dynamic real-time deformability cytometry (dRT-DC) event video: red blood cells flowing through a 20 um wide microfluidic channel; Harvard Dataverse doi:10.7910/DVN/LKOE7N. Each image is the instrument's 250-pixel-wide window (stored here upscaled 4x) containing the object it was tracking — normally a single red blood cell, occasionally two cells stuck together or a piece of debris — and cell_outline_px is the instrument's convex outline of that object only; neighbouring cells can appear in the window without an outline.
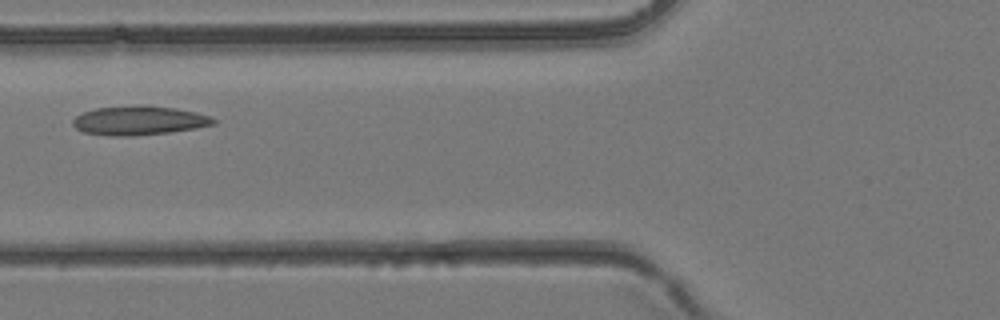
{"species": "common noctule bat (a hibernating species)", "species_latin": "Nyctalus noctula", "temperature_condition": "room temperature", "stored_images_in_passage": 5, "camera_frame_rate_fps": 3000, "um_per_image_px": 0.085, "animal": {"sex": "female", "body_mass_g": 24.6, "forearm_length_mm": 56.2}, "frame": {"image": 1, "passage_image": 5, "time_ms": 1.333, "image_size_px": [1000, 320], "cell_outline_px": [[216, 124], [196, 128], [168, 132], [136, 136], [108, 136], [84, 132], [76, 128], [72, 124], [72, 120], [76, 116], [84, 112], [96, 108], [136, 104], [144, 104], [176, 108], [196, 112], [212, 116], [216, 120]], "centroid_in_image_um": [11.83, 10.23], "position_along_channel_um": 114.0, "area_um2": 24.22}}